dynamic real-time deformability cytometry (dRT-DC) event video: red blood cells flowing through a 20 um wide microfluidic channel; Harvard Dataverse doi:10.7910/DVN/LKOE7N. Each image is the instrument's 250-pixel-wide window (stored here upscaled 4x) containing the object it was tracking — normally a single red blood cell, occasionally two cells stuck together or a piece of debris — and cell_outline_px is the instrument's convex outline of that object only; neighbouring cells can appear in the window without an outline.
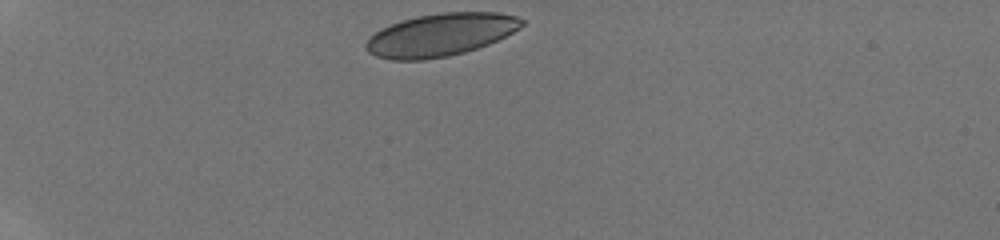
{"species": "human", "species_latin": "Homo sapiens", "temperature_condition": "room temperature", "stored_images_in_passage": 20, "camera_frame_rate_fps": 3000, "um_per_image_px": 0.085, "donor": {"sex": "male"}, "frame": {"image": 1, "passage_image": 1, "time_ms": 0.0, "image_size_px": [1000, 240], "cell_outline_px": [[524, 24], [520, 28], [488, 44], [464, 52], [448, 56], [424, 60], [392, 60], [376, 56], [368, 52], [364, 48], [364, 44], [368, 36], [380, 28], [416, 16], [440, 12], [496, 12], [516, 16], [524, 20]], "centroid_in_image_um": [37.39, 2.96], "position_along_channel_um": 47.6, "area_um2": 38.84}}
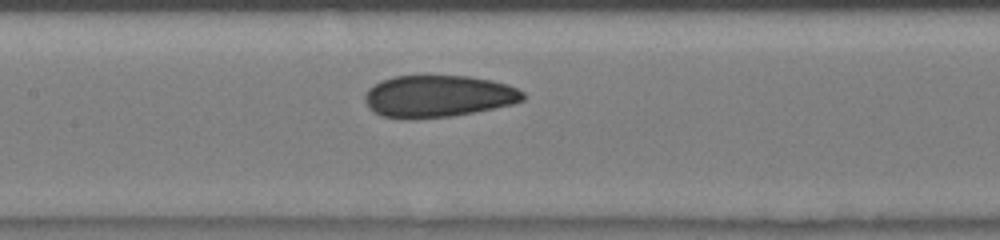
{"frame": {"image": 2, "passage_image": 12, "time_ms": 4.333, "image_size_px": [1000, 240], "cell_outline_px": [[524, 100], [512, 104], [452, 116], [380, 116], [372, 112], [368, 108], [364, 100], [364, 96], [368, 88], [392, 76], [468, 76], [492, 80], [508, 84], [524, 92]], "centroid_in_image_um": [37.26, 8.14], "position_along_channel_um": 170.1, "area_um2": 37.86}}
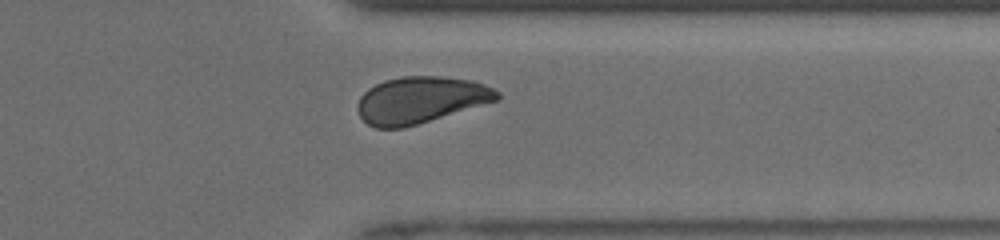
{"frame": {"image": 3, "passage_image": 20, "time_ms": 9.333, "image_size_px": [1000, 240], "cell_outline_px": [[500, 96], [496, 100], [404, 128], [376, 128], [368, 124], [360, 116], [356, 108], [356, 104], [360, 96], [368, 88], [384, 80], [404, 76], [440, 76], [472, 80], [484, 84], [500, 92]], "centroid_in_image_um": [35.7, 8.49], "position_along_channel_um": 375.7, "area_um2": 37.69}}